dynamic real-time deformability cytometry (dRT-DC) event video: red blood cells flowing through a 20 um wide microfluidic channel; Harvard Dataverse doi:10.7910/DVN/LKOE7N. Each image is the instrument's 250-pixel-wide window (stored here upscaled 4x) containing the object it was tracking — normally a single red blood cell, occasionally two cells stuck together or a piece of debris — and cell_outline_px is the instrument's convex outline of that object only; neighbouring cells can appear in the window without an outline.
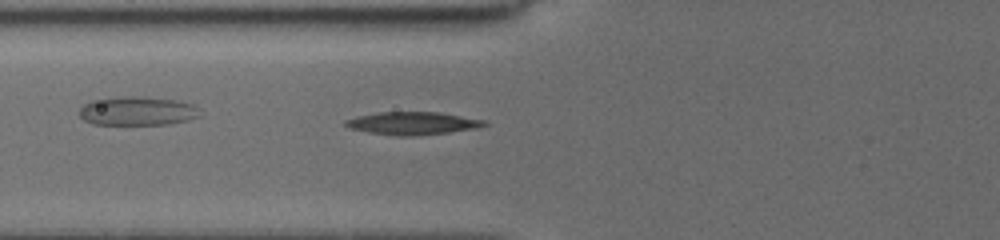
{"species": "common noctule bat (a hibernating species)", "species_latin": "Nyctalus noctula", "temperature_condition": "cold", "stored_images_in_passage": 29, "camera_frame_rate_fps": 3000, "um_per_image_px": 0.085, "animal": {"sex": "female", "body_mass_g": 19.5, "forearm_length_mm": 54.1}, "frame": {"image": 1, "passage_image": 3, "time_ms": 1.0, "image_size_px": [1000, 240], "cell_outline_px": [[488, 124], [480, 128], [416, 136], [396, 136], [368, 132], [352, 128], [344, 124], [344, 120], [360, 116], [380, 112], [436, 112], [484, 120]], "centroid_in_image_um": [35.09, 10.49], "position_along_channel_um": 90.7, "area_um2": 18.21}}
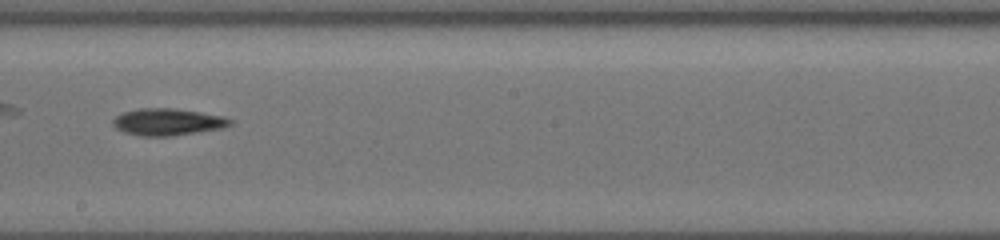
{"frame": {"image": 2, "passage_image": 13, "time_ms": 4.667, "image_size_px": [1000, 240], "cell_outline_px": [[236, 120], [232, 124], [224, 128], [168, 136], [144, 136], [124, 132], [116, 128], [112, 124], [112, 120], [116, 116], [124, 112], [140, 108], [172, 108], [200, 112], [224, 116]], "centroid_in_image_um": [14.29, 10.36], "position_along_channel_um": 233.9, "area_um2": 18.38}}
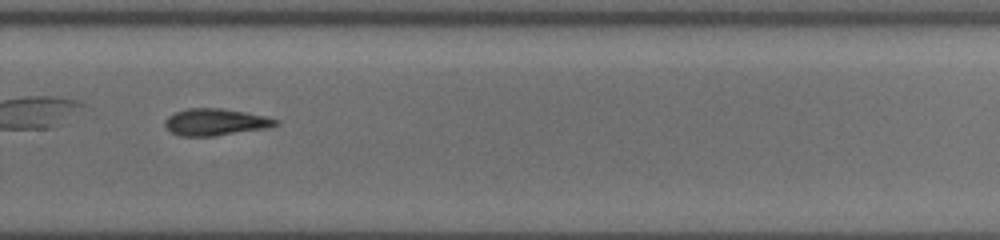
{"frame": {"image": 3, "passage_image": 18, "time_ms": 6.667, "image_size_px": [1000, 240], "cell_outline_px": [[280, 124], [268, 128], [212, 136], [180, 136], [172, 132], [164, 124], [164, 120], [168, 116], [176, 112], [188, 108], [220, 108], [244, 112], [264, 116], [280, 120]], "centroid_in_image_um": [18.33, 10.37], "position_along_channel_um": 311.5, "area_um2": 17.22}, "authors_computed_cell_mechanics": {"area_um2": 18.0914, "velocity_mm_per_s": 3.8968, "shape_relaxation_time_tau1_ms": 2.8917, "shape_relaxation_time_tau2_ms": null, "deformation_change_tau1": 0.1144, "deformation_change_tau2": null}}